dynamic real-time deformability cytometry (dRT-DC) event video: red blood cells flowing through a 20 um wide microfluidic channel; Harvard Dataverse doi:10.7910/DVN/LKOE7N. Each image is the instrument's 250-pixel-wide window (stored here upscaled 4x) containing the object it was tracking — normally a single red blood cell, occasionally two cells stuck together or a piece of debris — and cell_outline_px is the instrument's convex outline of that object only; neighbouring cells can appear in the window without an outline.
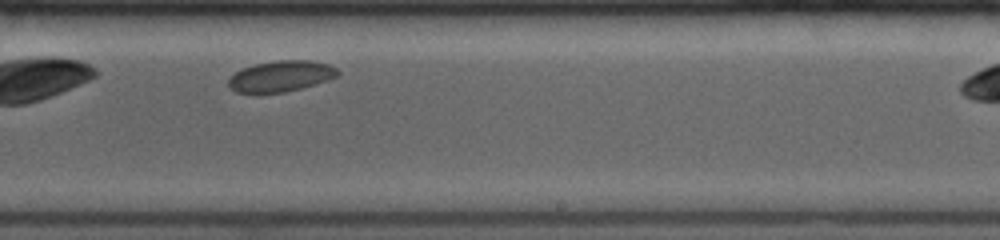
{"species": "common noctule bat (a hibernating species)", "species_latin": "Nyctalus noctula", "temperature_condition": "room temperature", "stored_images_in_passage": 34, "camera_frame_rate_fps": 4000, "um_per_image_px": 0.085, "animal": {"sex": "female", "body_mass_g": 19.0, "forearm_length_mm": 53.3}, "frame": {"image": 1, "passage_image": 20, "time_ms": 5.5, "image_size_px": [1000, 240], "cell_outline_px": [[340, 72], [336, 76], [328, 80], [300, 88], [284, 92], [236, 92], [228, 84], [228, 80], [236, 72], [252, 64], [276, 60], [312, 60], [328, 64], [336, 68]], "centroid_in_image_um": [23.89, 6.45], "position_along_channel_um": 265.1, "area_um2": 19.42}}
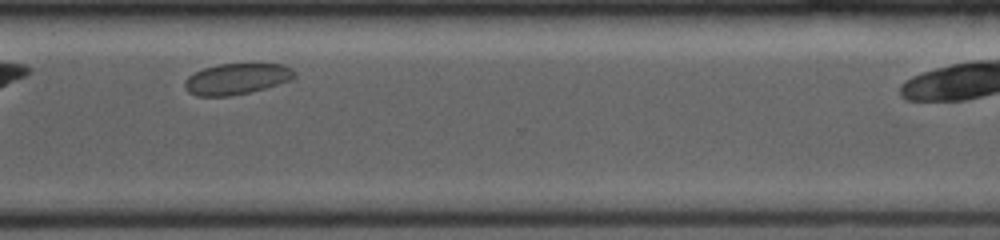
{"frame": {"image": 2, "passage_image": 29, "time_ms": 7.75, "image_size_px": [1000, 240], "cell_outline_px": [[296, 76], [292, 80], [264, 88], [248, 92], [228, 96], [196, 96], [188, 92], [184, 88], [184, 80], [188, 76], [204, 68], [216, 64], [284, 64], [292, 68], [296, 72]], "centroid_in_image_um": [20.11, 6.7], "position_along_channel_um": 350.5, "area_um2": 19.88}}
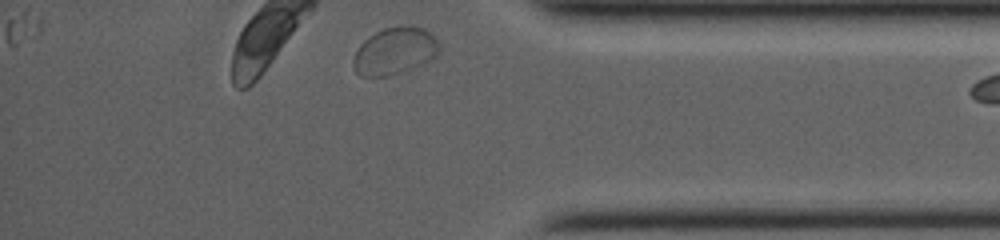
{"frame": {"image": 3, "passage_image": 34, "time_ms": 9.25, "image_size_px": [1000, 240], "cell_outline_px": [[440, 52], [436, 56], [412, 68], [388, 76], [360, 76], [356, 72], [352, 64], [352, 60], [360, 44], [368, 36], [384, 28], [396, 24], [412, 24], [424, 28], [440, 44]], "centroid_in_image_um": [33.54, 4.3], "position_along_channel_um": 401.7, "area_um2": 23.81}, "authors_computed_cell_mechanics": {"area_um2": 20.23, "velocity_mm_per_s": 3.7372, "shape_relaxation_time_tau1_ms": null, "shape_relaxation_time_tau2_ms": 5.1754, "deformation_change_tau1": null, "deformation_change_tau2": 0.0324}}